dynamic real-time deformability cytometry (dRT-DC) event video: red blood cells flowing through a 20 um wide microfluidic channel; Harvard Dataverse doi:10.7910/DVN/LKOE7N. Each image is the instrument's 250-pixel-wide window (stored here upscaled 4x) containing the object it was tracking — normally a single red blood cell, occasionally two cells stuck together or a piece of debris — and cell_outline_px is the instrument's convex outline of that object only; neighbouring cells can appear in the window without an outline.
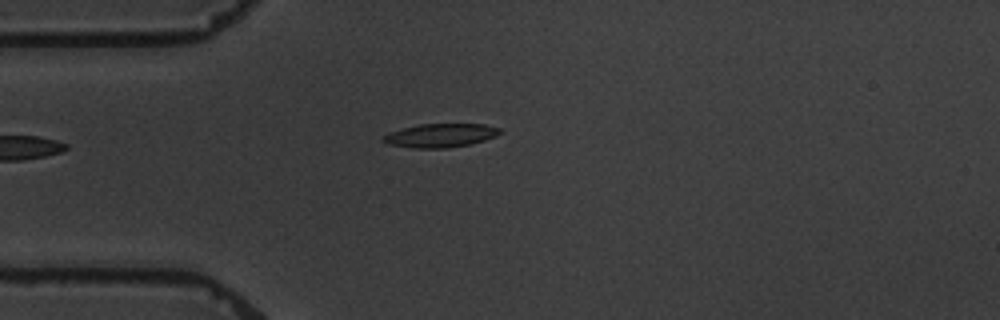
{"species": "common noctule bat (a hibernating species)", "species_latin": "Nyctalus noctula", "temperature_condition": "warm", "stored_images_in_passage": 4, "camera_frame_rate_fps": 3000, "um_per_image_px": 0.085, "animal": {"sex": "male", "body_mass_g": 19.5, "forearm_length_mm": 54.6}, "frame": {"image": 1, "passage_image": 4, "time_ms": 4.667, "image_size_px": [1000, 320], "cell_outline_px": [[500, 132], [496, 136], [472, 144], [448, 148], [412, 148], [388, 144], [380, 140], [388, 132], [420, 124], [484, 124], [500, 128]], "centroid_in_image_um": [37.42, 11.52], "position_along_channel_um": 47.6, "area_um2": 16.13}}